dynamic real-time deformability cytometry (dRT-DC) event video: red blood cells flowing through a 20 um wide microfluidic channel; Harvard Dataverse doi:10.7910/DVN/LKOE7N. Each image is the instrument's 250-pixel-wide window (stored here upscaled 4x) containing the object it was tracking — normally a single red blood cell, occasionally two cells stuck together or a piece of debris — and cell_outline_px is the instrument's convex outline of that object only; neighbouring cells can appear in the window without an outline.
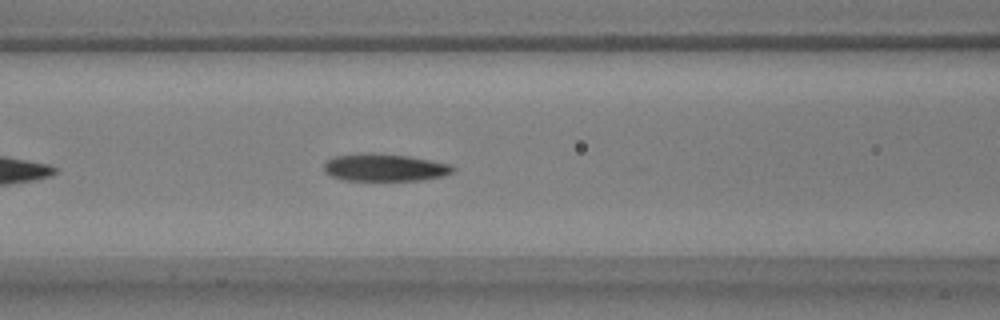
{"species": "common noctule bat (a hibernating species)", "species_latin": "Nyctalus noctula", "temperature_condition": "warm", "stored_images_in_passage": 26, "camera_frame_rate_fps": 3000, "um_per_image_px": 0.085, "animal": {"sex": "male", "body_mass_g": 17.9, "forearm_length_mm": 54.2}, "frame": {"image": 1, "passage_image": 9, "time_ms": 2.667, "image_size_px": [1000, 320], "cell_outline_px": [[456, 168], [452, 172], [444, 176], [420, 180], [344, 180], [332, 176], [324, 172], [324, 164], [332, 156], [360, 152], [368, 152], [408, 156], [448, 164]], "centroid_in_image_um": [32.64, 14.23], "position_along_channel_um": 134.0, "area_um2": 20.63}}
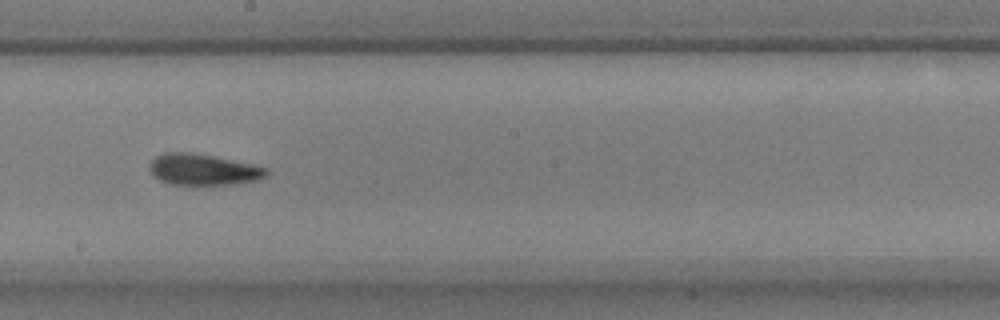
{"frame": {"image": 2, "passage_image": 17, "time_ms": 5.333, "image_size_px": [1000, 320], "cell_outline_px": [[272, 172], [268, 176], [256, 180], [232, 184], [168, 184], [160, 180], [148, 168], [148, 164], [156, 156], [164, 152], [192, 152], [252, 164], [268, 168]], "centroid_in_image_um": [17.29, 14.4], "position_along_channel_um": 230.9, "area_um2": 21.21}}
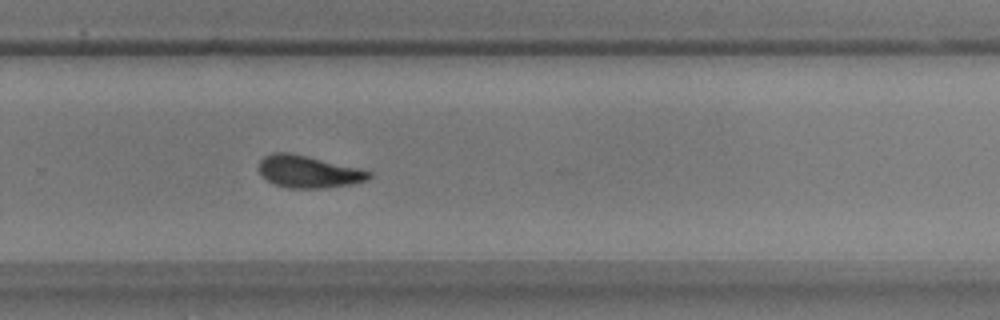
{"frame": {"image": 3, "passage_image": 23, "time_ms": 7.333, "image_size_px": [1000, 320], "cell_outline_px": [[372, 176], [368, 180], [352, 184], [324, 188], [288, 188], [276, 184], [268, 180], [260, 172], [260, 160], [264, 156], [272, 152], [292, 152], [360, 168], [372, 172]], "centroid_in_image_um": [26.26, 14.58], "position_along_channel_um": 303.5, "area_um2": 20.75}}